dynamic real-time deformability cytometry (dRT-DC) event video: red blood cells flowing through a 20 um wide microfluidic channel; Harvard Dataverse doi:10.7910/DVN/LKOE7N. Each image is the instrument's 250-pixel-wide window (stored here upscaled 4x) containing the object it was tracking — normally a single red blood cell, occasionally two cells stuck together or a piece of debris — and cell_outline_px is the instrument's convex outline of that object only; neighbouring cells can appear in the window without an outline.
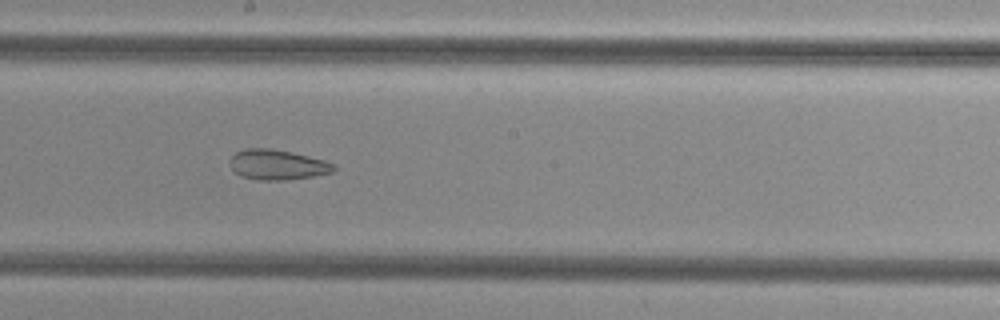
{"species": "common noctule bat (a hibernating species)", "species_latin": "Nyctalus noctula", "temperature_condition": "cold", "stored_images_in_passage": 49, "camera_frame_rate_fps": 3000, "um_per_image_px": 0.085, "animal": {"sex": "female", "body_mass_g": 29.2, "forearm_length_mm": 56.3}, "frame": {"image": 1, "passage_image": 28, "time_ms": 9.0, "image_size_px": [1000, 320], "cell_outline_px": [[336, 168], [332, 172], [312, 176], [288, 180], [256, 180], [240, 176], [228, 164], [228, 160], [236, 152], [244, 148], [268, 148], [292, 152], [324, 160], [336, 164]], "centroid_in_image_um": [23.55, 14.0], "position_along_channel_um": 224.7, "area_um2": 18.38}}